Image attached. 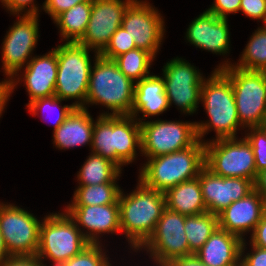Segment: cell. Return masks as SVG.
<instances>
[{
  "label": "cell",
  "mask_w": 266,
  "mask_h": 266,
  "mask_svg": "<svg viewBox=\"0 0 266 266\" xmlns=\"http://www.w3.org/2000/svg\"><path fill=\"white\" fill-rule=\"evenodd\" d=\"M93 0H45L42 9L54 20L64 11L69 10L74 5L82 2H92Z\"/></svg>",
  "instance_id": "38"
},
{
  "label": "cell",
  "mask_w": 266,
  "mask_h": 266,
  "mask_svg": "<svg viewBox=\"0 0 266 266\" xmlns=\"http://www.w3.org/2000/svg\"><path fill=\"white\" fill-rule=\"evenodd\" d=\"M87 47L77 42H65L57 46L58 72L55 96L63 100H76V108H85L89 76L92 67ZM78 100V101H77Z\"/></svg>",
  "instance_id": "8"
},
{
  "label": "cell",
  "mask_w": 266,
  "mask_h": 266,
  "mask_svg": "<svg viewBox=\"0 0 266 266\" xmlns=\"http://www.w3.org/2000/svg\"><path fill=\"white\" fill-rule=\"evenodd\" d=\"M118 203L121 233L137 252L154 232L166 208L165 193L146 187L138 179L136 189L129 194L121 189Z\"/></svg>",
  "instance_id": "1"
},
{
  "label": "cell",
  "mask_w": 266,
  "mask_h": 266,
  "mask_svg": "<svg viewBox=\"0 0 266 266\" xmlns=\"http://www.w3.org/2000/svg\"><path fill=\"white\" fill-rule=\"evenodd\" d=\"M91 11L92 2H82L58 15L53 21L59 28L61 40L78 42L86 31Z\"/></svg>",
  "instance_id": "26"
},
{
  "label": "cell",
  "mask_w": 266,
  "mask_h": 266,
  "mask_svg": "<svg viewBox=\"0 0 266 266\" xmlns=\"http://www.w3.org/2000/svg\"><path fill=\"white\" fill-rule=\"evenodd\" d=\"M86 105H102L111 112L100 115H131L134 103L135 82L126 77L114 60L94 54Z\"/></svg>",
  "instance_id": "4"
},
{
  "label": "cell",
  "mask_w": 266,
  "mask_h": 266,
  "mask_svg": "<svg viewBox=\"0 0 266 266\" xmlns=\"http://www.w3.org/2000/svg\"><path fill=\"white\" fill-rule=\"evenodd\" d=\"M22 70L21 77L24 80L18 74L10 79V94L21 80L26 86L29 103L38 98L53 96L58 72L57 47L45 55L33 56Z\"/></svg>",
  "instance_id": "18"
},
{
  "label": "cell",
  "mask_w": 266,
  "mask_h": 266,
  "mask_svg": "<svg viewBox=\"0 0 266 266\" xmlns=\"http://www.w3.org/2000/svg\"><path fill=\"white\" fill-rule=\"evenodd\" d=\"M154 60L155 58L149 52L138 48L123 53L114 59L120 71L134 82L150 75L149 68Z\"/></svg>",
  "instance_id": "31"
},
{
  "label": "cell",
  "mask_w": 266,
  "mask_h": 266,
  "mask_svg": "<svg viewBox=\"0 0 266 266\" xmlns=\"http://www.w3.org/2000/svg\"><path fill=\"white\" fill-rule=\"evenodd\" d=\"M237 68L266 71V29L258 27L251 35L238 63Z\"/></svg>",
  "instance_id": "30"
},
{
  "label": "cell",
  "mask_w": 266,
  "mask_h": 266,
  "mask_svg": "<svg viewBox=\"0 0 266 266\" xmlns=\"http://www.w3.org/2000/svg\"><path fill=\"white\" fill-rule=\"evenodd\" d=\"M116 182L101 183L89 186H78L72 203L67 206H91L115 203L121 191Z\"/></svg>",
  "instance_id": "28"
},
{
  "label": "cell",
  "mask_w": 266,
  "mask_h": 266,
  "mask_svg": "<svg viewBox=\"0 0 266 266\" xmlns=\"http://www.w3.org/2000/svg\"><path fill=\"white\" fill-rule=\"evenodd\" d=\"M205 167L221 177L256 181L254 153L245 137L206 140Z\"/></svg>",
  "instance_id": "9"
},
{
  "label": "cell",
  "mask_w": 266,
  "mask_h": 266,
  "mask_svg": "<svg viewBox=\"0 0 266 266\" xmlns=\"http://www.w3.org/2000/svg\"><path fill=\"white\" fill-rule=\"evenodd\" d=\"M91 152L111 160L121 170L141 151V126L131 115H99L94 121Z\"/></svg>",
  "instance_id": "3"
},
{
  "label": "cell",
  "mask_w": 266,
  "mask_h": 266,
  "mask_svg": "<svg viewBox=\"0 0 266 266\" xmlns=\"http://www.w3.org/2000/svg\"><path fill=\"white\" fill-rule=\"evenodd\" d=\"M169 102L165 93L163 77L149 75L135 82L134 103L131 110L133 116L139 123L150 116H158L168 110ZM139 112L143 117H139ZM139 117V118H138Z\"/></svg>",
  "instance_id": "22"
},
{
  "label": "cell",
  "mask_w": 266,
  "mask_h": 266,
  "mask_svg": "<svg viewBox=\"0 0 266 266\" xmlns=\"http://www.w3.org/2000/svg\"><path fill=\"white\" fill-rule=\"evenodd\" d=\"M94 120L87 109L75 108L64 122L53 131V143L60 150L91 146Z\"/></svg>",
  "instance_id": "24"
},
{
  "label": "cell",
  "mask_w": 266,
  "mask_h": 266,
  "mask_svg": "<svg viewBox=\"0 0 266 266\" xmlns=\"http://www.w3.org/2000/svg\"><path fill=\"white\" fill-rule=\"evenodd\" d=\"M239 11L253 20L263 21L266 14V0H241Z\"/></svg>",
  "instance_id": "40"
},
{
  "label": "cell",
  "mask_w": 266,
  "mask_h": 266,
  "mask_svg": "<svg viewBox=\"0 0 266 266\" xmlns=\"http://www.w3.org/2000/svg\"><path fill=\"white\" fill-rule=\"evenodd\" d=\"M164 18L149 2L134 0L127 8L121 26L134 39L136 48L149 52L154 58L165 34Z\"/></svg>",
  "instance_id": "15"
},
{
  "label": "cell",
  "mask_w": 266,
  "mask_h": 266,
  "mask_svg": "<svg viewBox=\"0 0 266 266\" xmlns=\"http://www.w3.org/2000/svg\"><path fill=\"white\" fill-rule=\"evenodd\" d=\"M185 215L164 209L154 232L139 248L146 250L156 266H165L177 257L192 255L185 234Z\"/></svg>",
  "instance_id": "11"
},
{
  "label": "cell",
  "mask_w": 266,
  "mask_h": 266,
  "mask_svg": "<svg viewBox=\"0 0 266 266\" xmlns=\"http://www.w3.org/2000/svg\"><path fill=\"white\" fill-rule=\"evenodd\" d=\"M203 80L200 102L209 116L205 122H195L197 138L205 143L204 135L216 132L214 139L237 138V130L243 127L239 121L233 88L230 80L220 71L213 70Z\"/></svg>",
  "instance_id": "2"
},
{
  "label": "cell",
  "mask_w": 266,
  "mask_h": 266,
  "mask_svg": "<svg viewBox=\"0 0 266 266\" xmlns=\"http://www.w3.org/2000/svg\"><path fill=\"white\" fill-rule=\"evenodd\" d=\"M263 127L266 130V120L264 121Z\"/></svg>",
  "instance_id": "49"
},
{
  "label": "cell",
  "mask_w": 266,
  "mask_h": 266,
  "mask_svg": "<svg viewBox=\"0 0 266 266\" xmlns=\"http://www.w3.org/2000/svg\"><path fill=\"white\" fill-rule=\"evenodd\" d=\"M134 0H93L89 23L78 44L99 55L105 50L111 36L121 26L128 6Z\"/></svg>",
  "instance_id": "16"
},
{
  "label": "cell",
  "mask_w": 266,
  "mask_h": 266,
  "mask_svg": "<svg viewBox=\"0 0 266 266\" xmlns=\"http://www.w3.org/2000/svg\"><path fill=\"white\" fill-rule=\"evenodd\" d=\"M0 266H47L37 256H10Z\"/></svg>",
  "instance_id": "41"
},
{
  "label": "cell",
  "mask_w": 266,
  "mask_h": 266,
  "mask_svg": "<svg viewBox=\"0 0 266 266\" xmlns=\"http://www.w3.org/2000/svg\"><path fill=\"white\" fill-rule=\"evenodd\" d=\"M264 214V199L254 189L247 196L232 202L217 214L218 227L244 241L245 234L251 231L253 233Z\"/></svg>",
  "instance_id": "20"
},
{
  "label": "cell",
  "mask_w": 266,
  "mask_h": 266,
  "mask_svg": "<svg viewBox=\"0 0 266 266\" xmlns=\"http://www.w3.org/2000/svg\"><path fill=\"white\" fill-rule=\"evenodd\" d=\"M264 213L266 215V199H264Z\"/></svg>",
  "instance_id": "48"
},
{
  "label": "cell",
  "mask_w": 266,
  "mask_h": 266,
  "mask_svg": "<svg viewBox=\"0 0 266 266\" xmlns=\"http://www.w3.org/2000/svg\"><path fill=\"white\" fill-rule=\"evenodd\" d=\"M185 38L190 44L213 54H229L228 20L227 18H219L207 10L190 23Z\"/></svg>",
  "instance_id": "21"
},
{
  "label": "cell",
  "mask_w": 266,
  "mask_h": 266,
  "mask_svg": "<svg viewBox=\"0 0 266 266\" xmlns=\"http://www.w3.org/2000/svg\"><path fill=\"white\" fill-rule=\"evenodd\" d=\"M246 239L242 241L240 253V266H266V248L254 246L250 243V253H245ZM243 256V257H242Z\"/></svg>",
  "instance_id": "36"
},
{
  "label": "cell",
  "mask_w": 266,
  "mask_h": 266,
  "mask_svg": "<svg viewBox=\"0 0 266 266\" xmlns=\"http://www.w3.org/2000/svg\"><path fill=\"white\" fill-rule=\"evenodd\" d=\"M62 101H65L61 98L56 97L55 95L50 97L38 98L28 103L26 107L31 115L36 116L39 112H54L56 107L59 108V112L56 113V119L54 122V130L55 131L64 120L72 113V111L76 108L73 104L70 105H62L60 104ZM58 110V109H57ZM56 112V111H55Z\"/></svg>",
  "instance_id": "32"
},
{
  "label": "cell",
  "mask_w": 266,
  "mask_h": 266,
  "mask_svg": "<svg viewBox=\"0 0 266 266\" xmlns=\"http://www.w3.org/2000/svg\"><path fill=\"white\" fill-rule=\"evenodd\" d=\"M242 240L218 227L195 253L209 266H240Z\"/></svg>",
  "instance_id": "23"
},
{
  "label": "cell",
  "mask_w": 266,
  "mask_h": 266,
  "mask_svg": "<svg viewBox=\"0 0 266 266\" xmlns=\"http://www.w3.org/2000/svg\"><path fill=\"white\" fill-rule=\"evenodd\" d=\"M241 0H214V3L207 9L219 18H227L228 14L238 13Z\"/></svg>",
  "instance_id": "39"
},
{
  "label": "cell",
  "mask_w": 266,
  "mask_h": 266,
  "mask_svg": "<svg viewBox=\"0 0 266 266\" xmlns=\"http://www.w3.org/2000/svg\"><path fill=\"white\" fill-rule=\"evenodd\" d=\"M254 186L263 199H266V169L258 173Z\"/></svg>",
  "instance_id": "45"
},
{
  "label": "cell",
  "mask_w": 266,
  "mask_h": 266,
  "mask_svg": "<svg viewBox=\"0 0 266 266\" xmlns=\"http://www.w3.org/2000/svg\"><path fill=\"white\" fill-rule=\"evenodd\" d=\"M247 129L248 133L244 137L253 149L257 178L258 173L266 169V130L263 126L249 127Z\"/></svg>",
  "instance_id": "34"
},
{
  "label": "cell",
  "mask_w": 266,
  "mask_h": 266,
  "mask_svg": "<svg viewBox=\"0 0 266 266\" xmlns=\"http://www.w3.org/2000/svg\"><path fill=\"white\" fill-rule=\"evenodd\" d=\"M90 243L67 214L50 213L41 221L37 257L58 266L80 253Z\"/></svg>",
  "instance_id": "7"
},
{
  "label": "cell",
  "mask_w": 266,
  "mask_h": 266,
  "mask_svg": "<svg viewBox=\"0 0 266 266\" xmlns=\"http://www.w3.org/2000/svg\"><path fill=\"white\" fill-rule=\"evenodd\" d=\"M121 169L111 160L91 153L77 173L79 186L117 182Z\"/></svg>",
  "instance_id": "27"
},
{
  "label": "cell",
  "mask_w": 266,
  "mask_h": 266,
  "mask_svg": "<svg viewBox=\"0 0 266 266\" xmlns=\"http://www.w3.org/2000/svg\"><path fill=\"white\" fill-rule=\"evenodd\" d=\"M134 49H136L134 39H131L128 32L120 26L111 36L110 42L100 55L104 58L114 60L119 55Z\"/></svg>",
  "instance_id": "35"
},
{
  "label": "cell",
  "mask_w": 266,
  "mask_h": 266,
  "mask_svg": "<svg viewBox=\"0 0 266 266\" xmlns=\"http://www.w3.org/2000/svg\"><path fill=\"white\" fill-rule=\"evenodd\" d=\"M218 228V216L205 212L199 215L186 216L185 234L190 251L195 254Z\"/></svg>",
  "instance_id": "29"
},
{
  "label": "cell",
  "mask_w": 266,
  "mask_h": 266,
  "mask_svg": "<svg viewBox=\"0 0 266 266\" xmlns=\"http://www.w3.org/2000/svg\"><path fill=\"white\" fill-rule=\"evenodd\" d=\"M207 212L218 214L224 208L247 196L254 189V182L245 178L221 177L204 167L198 176Z\"/></svg>",
  "instance_id": "17"
},
{
  "label": "cell",
  "mask_w": 266,
  "mask_h": 266,
  "mask_svg": "<svg viewBox=\"0 0 266 266\" xmlns=\"http://www.w3.org/2000/svg\"><path fill=\"white\" fill-rule=\"evenodd\" d=\"M10 96V79L7 78L0 82V116H2Z\"/></svg>",
  "instance_id": "44"
},
{
  "label": "cell",
  "mask_w": 266,
  "mask_h": 266,
  "mask_svg": "<svg viewBox=\"0 0 266 266\" xmlns=\"http://www.w3.org/2000/svg\"><path fill=\"white\" fill-rule=\"evenodd\" d=\"M220 70L231 82L238 117L244 129L261 127L266 120V75L264 71L237 68L224 61Z\"/></svg>",
  "instance_id": "6"
},
{
  "label": "cell",
  "mask_w": 266,
  "mask_h": 266,
  "mask_svg": "<svg viewBox=\"0 0 266 266\" xmlns=\"http://www.w3.org/2000/svg\"><path fill=\"white\" fill-rule=\"evenodd\" d=\"M165 266H209L203 263L196 254L177 257L167 263Z\"/></svg>",
  "instance_id": "43"
},
{
  "label": "cell",
  "mask_w": 266,
  "mask_h": 266,
  "mask_svg": "<svg viewBox=\"0 0 266 266\" xmlns=\"http://www.w3.org/2000/svg\"><path fill=\"white\" fill-rule=\"evenodd\" d=\"M11 255L9 254L7 247L5 245L3 236L0 231V265L7 260Z\"/></svg>",
  "instance_id": "46"
},
{
  "label": "cell",
  "mask_w": 266,
  "mask_h": 266,
  "mask_svg": "<svg viewBox=\"0 0 266 266\" xmlns=\"http://www.w3.org/2000/svg\"><path fill=\"white\" fill-rule=\"evenodd\" d=\"M263 22H264V27L262 26V28L266 29V14H265V17L263 19Z\"/></svg>",
  "instance_id": "47"
},
{
  "label": "cell",
  "mask_w": 266,
  "mask_h": 266,
  "mask_svg": "<svg viewBox=\"0 0 266 266\" xmlns=\"http://www.w3.org/2000/svg\"><path fill=\"white\" fill-rule=\"evenodd\" d=\"M162 70L169 107L174 103L184 114L196 113L205 76L194 65L179 57L168 61Z\"/></svg>",
  "instance_id": "13"
},
{
  "label": "cell",
  "mask_w": 266,
  "mask_h": 266,
  "mask_svg": "<svg viewBox=\"0 0 266 266\" xmlns=\"http://www.w3.org/2000/svg\"><path fill=\"white\" fill-rule=\"evenodd\" d=\"M250 243L254 246L266 248V215L257 223L255 230L251 233Z\"/></svg>",
  "instance_id": "42"
},
{
  "label": "cell",
  "mask_w": 266,
  "mask_h": 266,
  "mask_svg": "<svg viewBox=\"0 0 266 266\" xmlns=\"http://www.w3.org/2000/svg\"><path fill=\"white\" fill-rule=\"evenodd\" d=\"M141 126V156L146 158L170 154L192 146L197 140L195 122L152 120Z\"/></svg>",
  "instance_id": "10"
},
{
  "label": "cell",
  "mask_w": 266,
  "mask_h": 266,
  "mask_svg": "<svg viewBox=\"0 0 266 266\" xmlns=\"http://www.w3.org/2000/svg\"><path fill=\"white\" fill-rule=\"evenodd\" d=\"M35 0H0L3 7L14 15H39V8ZM28 7V8H27ZM30 7V8H29ZM27 8V9H26Z\"/></svg>",
  "instance_id": "37"
},
{
  "label": "cell",
  "mask_w": 266,
  "mask_h": 266,
  "mask_svg": "<svg viewBox=\"0 0 266 266\" xmlns=\"http://www.w3.org/2000/svg\"><path fill=\"white\" fill-rule=\"evenodd\" d=\"M100 245L101 243H90L80 253L58 266H112L106 251Z\"/></svg>",
  "instance_id": "33"
},
{
  "label": "cell",
  "mask_w": 266,
  "mask_h": 266,
  "mask_svg": "<svg viewBox=\"0 0 266 266\" xmlns=\"http://www.w3.org/2000/svg\"><path fill=\"white\" fill-rule=\"evenodd\" d=\"M205 167V143L199 139L190 147L166 155L147 158L138 179L148 188L166 192L199 176Z\"/></svg>",
  "instance_id": "5"
},
{
  "label": "cell",
  "mask_w": 266,
  "mask_h": 266,
  "mask_svg": "<svg viewBox=\"0 0 266 266\" xmlns=\"http://www.w3.org/2000/svg\"><path fill=\"white\" fill-rule=\"evenodd\" d=\"M41 222L14 204L0 202V231L11 256H36Z\"/></svg>",
  "instance_id": "12"
},
{
  "label": "cell",
  "mask_w": 266,
  "mask_h": 266,
  "mask_svg": "<svg viewBox=\"0 0 266 266\" xmlns=\"http://www.w3.org/2000/svg\"><path fill=\"white\" fill-rule=\"evenodd\" d=\"M64 211L74 220L80 230L83 227L81 232L91 244L101 243L99 235L121 232L118 200L106 205L66 206Z\"/></svg>",
  "instance_id": "19"
},
{
  "label": "cell",
  "mask_w": 266,
  "mask_h": 266,
  "mask_svg": "<svg viewBox=\"0 0 266 266\" xmlns=\"http://www.w3.org/2000/svg\"><path fill=\"white\" fill-rule=\"evenodd\" d=\"M19 17V18H18ZM17 20L7 31L2 42V68L8 79L21 73L33 57L39 35V15L17 16Z\"/></svg>",
  "instance_id": "14"
},
{
  "label": "cell",
  "mask_w": 266,
  "mask_h": 266,
  "mask_svg": "<svg viewBox=\"0 0 266 266\" xmlns=\"http://www.w3.org/2000/svg\"><path fill=\"white\" fill-rule=\"evenodd\" d=\"M166 207L185 216L207 212L198 176L184 181L165 192Z\"/></svg>",
  "instance_id": "25"
}]
</instances>
